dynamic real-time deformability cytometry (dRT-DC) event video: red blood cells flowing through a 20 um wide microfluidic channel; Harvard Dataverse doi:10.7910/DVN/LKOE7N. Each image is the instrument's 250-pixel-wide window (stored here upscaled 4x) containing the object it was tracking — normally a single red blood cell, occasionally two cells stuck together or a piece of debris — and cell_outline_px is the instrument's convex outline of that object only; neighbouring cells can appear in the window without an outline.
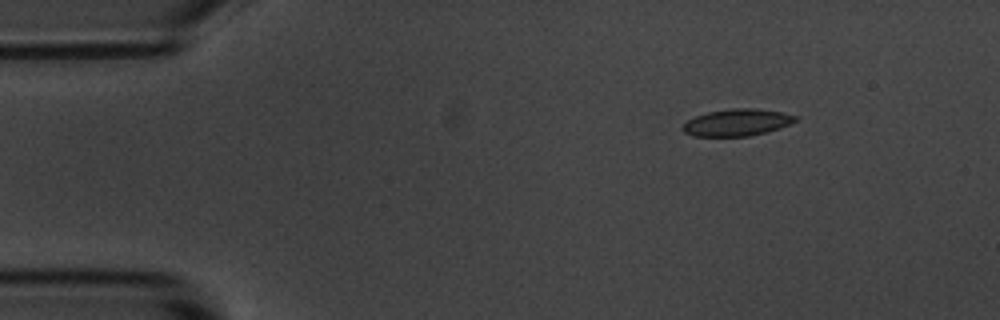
{"species": "common noctule bat (a hibernating species)", "species_latin": "Nyctalus noctula", "temperature_condition": "room temperature", "stored_images_in_passage": 4, "camera_frame_rate_fps": 3000, "um_per_image_px": 0.085, "animal": {"sex": "male", "body_mass_g": 20.1, "forearm_length_mm": 53.5}, "frame": {"image": 1, "passage_image": 1, "time_ms": 0.0, "image_size_px": [1000, 320], "cell_outline_px": [[796, 120], [780, 128], [748, 136], [692, 136], [684, 132], [680, 128], [688, 120], [696, 116], [708, 112], [732, 108], [756, 108], [784, 112], [796, 116]], "centroid_in_image_um": [62.62, 10.4], "position_along_channel_um": 22.4, "area_um2": 17.57}}
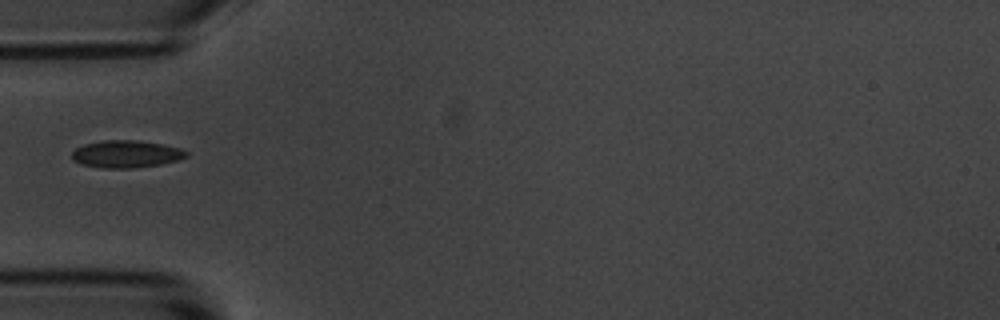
{"frame": {"image": 2, "passage_image": 4, "time_ms": 3.333, "image_size_px": [1000, 320], "cell_outline_px": [[188, 156], [176, 160], [160, 164], [132, 168], [100, 168], [80, 164], [72, 160], [72, 152], [76, 148], [84, 144], [104, 140], [136, 140], [160, 144], [180, 148], [188, 152]], "centroid_in_image_um": [10.68, 13.1], "position_along_channel_um": 74.3, "area_um2": 18.15}}